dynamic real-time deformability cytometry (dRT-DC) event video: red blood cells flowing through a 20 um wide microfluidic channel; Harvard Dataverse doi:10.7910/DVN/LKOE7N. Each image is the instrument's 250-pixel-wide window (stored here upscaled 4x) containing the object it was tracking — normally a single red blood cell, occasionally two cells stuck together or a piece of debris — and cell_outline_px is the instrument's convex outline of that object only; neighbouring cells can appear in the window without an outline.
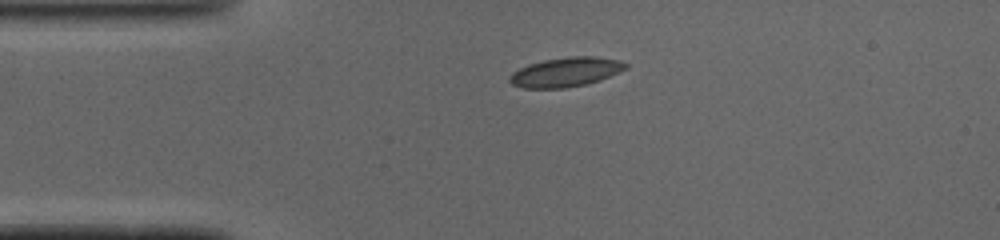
{"species": "common noctule bat (a hibernating species)", "species_latin": "Nyctalus noctula", "temperature_condition": "cold", "stored_images_in_passage": 31, "camera_frame_rate_fps": 3000, "um_per_image_px": 0.085, "animal": {"sex": "male", "body_mass_g": 19.0, "forearm_length_mm": 50.8}, "frame": {"image": 1, "passage_image": 1, "time_ms": 0.0, "image_size_px": [1000, 240], "cell_outline_px": [[628, 68], [600, 80], [588, 84], [564, 88], [524, 88], [512, 84], [508, 80], [508, 76], [512, 72], [528, 64], [544, 60], [572, 56], [596, 56], [620, 60], [628, 64]], "centroid_in_image_um": [48.1, 6.12], "position_along_channel_um": 36.9, "area_um2": 20.0}}
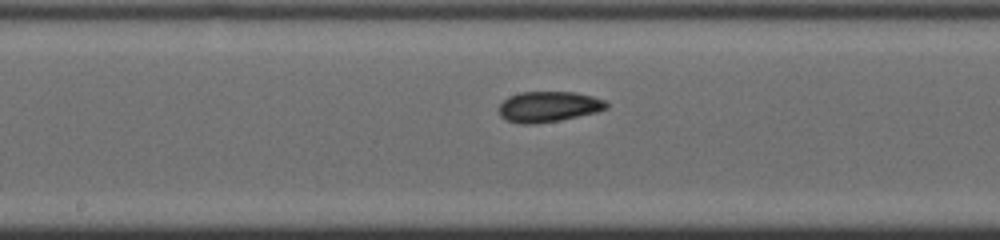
{"frame": {"image": 2, "passage_image": 15, "time_ms": 4.667, "image_size_px": [1000, 240], "cell_outline_px": [[608, 108], [596, 112], [560, 120], [532, 124], [520, 124], [508, 120], [500, 116], [500, 104], [508, 96], [520, 92], [576, 92], [592, 96], [604, 100], [608, 104]], "centroid_in_image_um": [46.63, 9.06], "position_along_channel_um": 201.6, "area_um2": 19.07}}
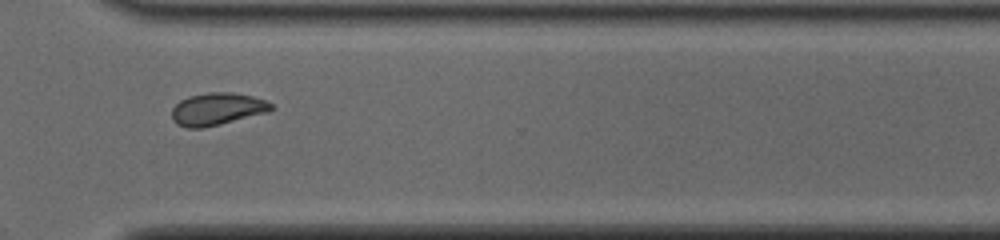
{"frame": {"image": 3, "passage_image": 26, "time_ms": 8.333, "image_size_px": [1000, 240], "cell_outline_px": [[276, 108], [268, 112], [220, 124], [200, 128], [188, 128], [176, 124], [172, 120], [172, 108], [180, 100], [188, 96], [208, 92], [232, 92], [252, 96], [264, 100], [272, 104]], "centroid_in_image_um": [18.45, 9.26], "position_along_channel_um": 352.2, "area_um2": 18.79}, "authors_computed_cell_mechanics": {"area_um2": 19.0162, "velocity_mm_per_s": 4.0814, "shape_relaxation_time_tau1_ms": null, "shape_relaxation_time_tau2_ms": 3.6562, "deformation_change_tau1": null, "deformation_change_tau2": 0.0617}}